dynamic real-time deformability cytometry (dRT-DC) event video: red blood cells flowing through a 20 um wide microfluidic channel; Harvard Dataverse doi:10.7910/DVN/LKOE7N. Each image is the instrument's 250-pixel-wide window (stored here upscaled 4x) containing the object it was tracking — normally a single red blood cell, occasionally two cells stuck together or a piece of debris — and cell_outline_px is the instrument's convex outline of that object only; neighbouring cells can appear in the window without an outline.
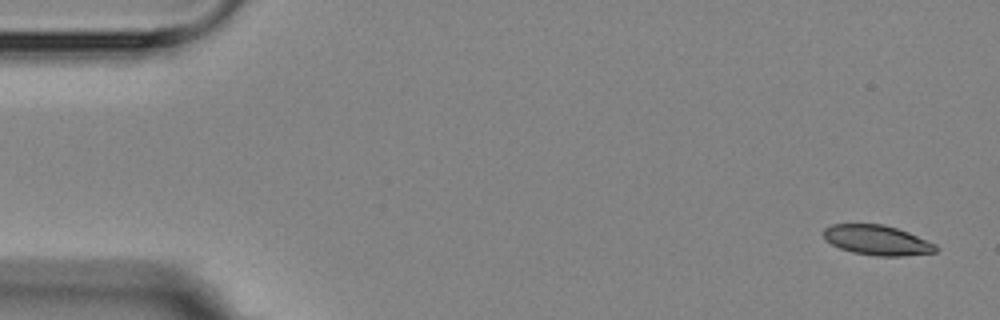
{"species": "Egyptian fruit bat (a non-hibernating species)", "species_latin": "Rousettus aegyptiacus", "temperature_condition": "room temperature", "stored_images_in_passage": 6, "camera_frame_rate_fps": 3000, "um_per_image_px": 0.085, "animal": {"sex": "female"}, "frame": {"image": 1, "passage_image": 1, "time_ms": 0.0, "image_size_px": [1000, 320], "cell_outline_px": [[940, 248], [936, 252], [904, 256], [880, 256], [852, 252], [840, 248], [824, 240], [824, 228], [832, 224], [884, 224], [908, 232], [936, 244]], "centroid_in_image_um": [74.57, 20.41], "position_along_channel_um": 10.4, "area_um2": 19.59}}
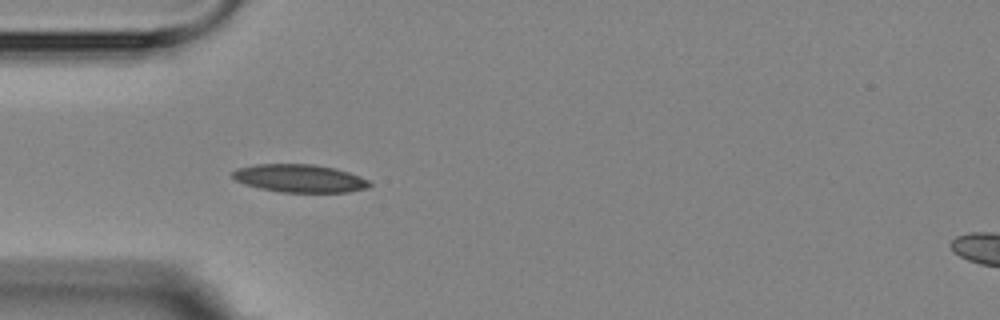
{"frame": {"image": 2, "passage_image": 5, "time_ms": 4.667, "image_size_px": [1000, 320], "cell_outline_px": [[372, 184], [368, 188], [348, 192], [280, 192], [260, 188], [244, 184], [236, 180], [232, 176], [232, 172], [236, 168], [256, 164], [312, 164], [336, 168], [360, 176], [368, 180]], "centroid_in_image_um": [25.47, 15.16], "position_along_channel_um": 59.5, "area_um2": 22.37}}
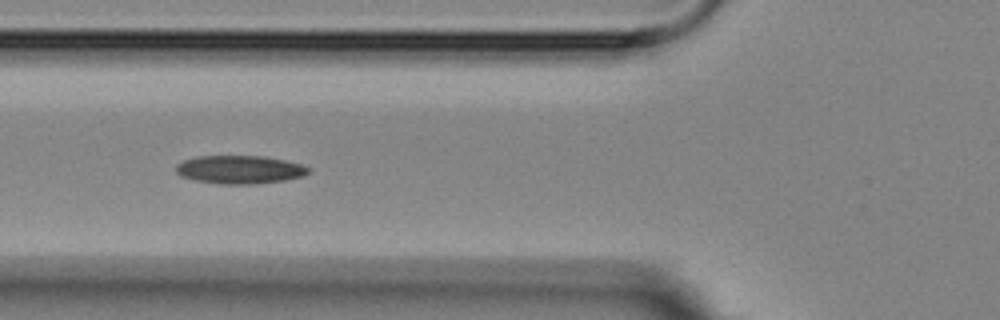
{"frame": {"image": 3, "passage_image": 6, "time_ms": 6.0, "image_size_px": [1000, 320], "cell_outline_px": [[308, 172], [304, 176], [284, 180], [256, 184], [224, 184], [196, 180], [180, 176], [176, 172], [176, 164], [184, 160], [196, 156], [264, 156], [284, 160], [300, 164], [308, 168]], "centroid_in_image_um": [20.35, 14.41], "position_along_channel_um": 105.5, "area_um2": 21.68}}